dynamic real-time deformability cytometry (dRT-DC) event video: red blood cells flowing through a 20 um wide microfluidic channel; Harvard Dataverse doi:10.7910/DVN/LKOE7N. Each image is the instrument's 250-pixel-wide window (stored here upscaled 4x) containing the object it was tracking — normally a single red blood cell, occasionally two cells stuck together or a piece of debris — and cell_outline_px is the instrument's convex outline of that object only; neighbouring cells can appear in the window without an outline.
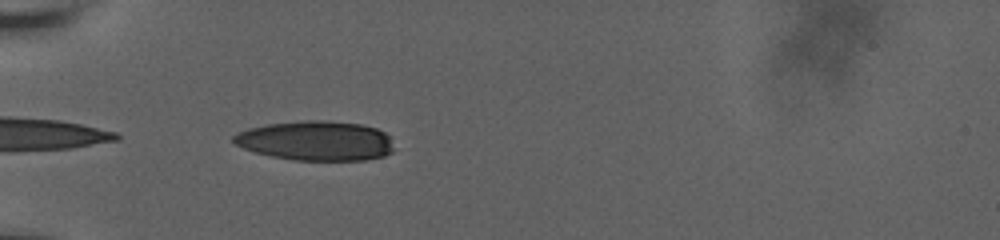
{"species": "human", "species_latin": "Homo sapiens", "temperature_condition": "room temperature", "stored_images_in_passage": 12, "camera_frame_rate_fps": 3000, "um_per_image_px": 0.085, "donor": {"sex": "male"}, "frame": {"image": 1, "passage_image": 1, "time_ms": 0.0, "image_size_px": [1000, 240], "cell_outline_px": [[392, 152], [384, 156], [364, 160], [296, 160], [272, 156], [256, 152], [244, 148], [236, 144], [232, 140], [232, 136], [248, 128], [268, 124], [304, 120], [324, 120], [360, 124], [376, 128], [384, 132], [388, 136], [392, 148]], "centroid_in_image_um": [26.85, 11.96], "position_along_channel_um": 58.2, "area_um2": 36.76}}
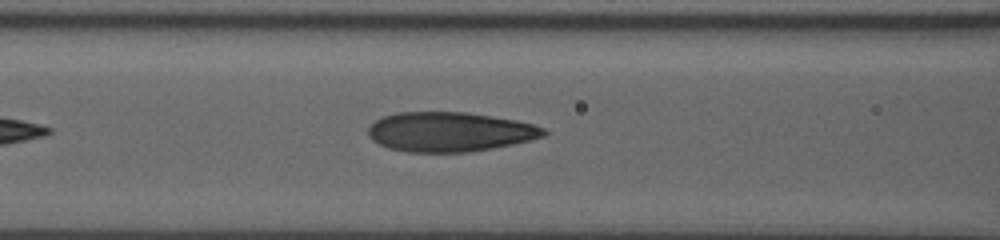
{"frame": {"image": 2, "passage_image": 8, "time_ms": 2.333, "image_size_px": [1000, 240], "cell_outline_px": [[548, 132], [544, 136], [512, 144], [492, 148], [468, 152], [408, 152], [388, 148], [372, 140], [368, 136], [368, 128], [376, 120], [384, 116], [396, 112], [468, 112], [516, 120], [532, 124], [544, 128]], "centroid_in_image_um": [38.2, 11.2], "position_along_channel_um": 128.4, "area_um2": 40.4}}
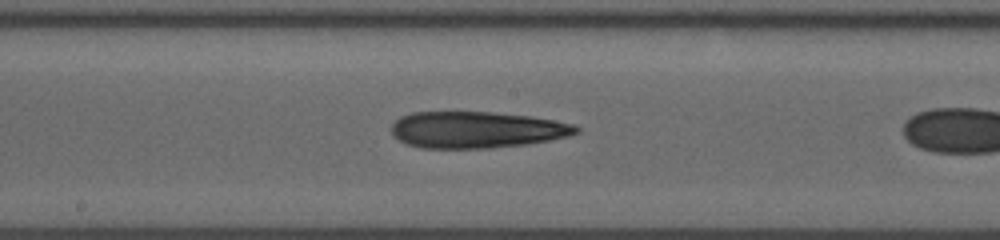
{"frame": {"image": 3, "passage_image": 11, "time_ms": 3.333, "image_size_px": [1000, 240], "cell_outline_px": [[580, 132], [568, 136], [548, 140], [524, 144], [488, 148], [420, 148], [408, 144], [400, 140], [392, 132], [392, 124], [400, 116], [412, 112], [492, 112], [532, 116], [576, 124], [580, 128]], "centroid_in_image_um": [40.54, 11.02], "position_along_channel_um": 207.7, "area_um2": 39.3}}